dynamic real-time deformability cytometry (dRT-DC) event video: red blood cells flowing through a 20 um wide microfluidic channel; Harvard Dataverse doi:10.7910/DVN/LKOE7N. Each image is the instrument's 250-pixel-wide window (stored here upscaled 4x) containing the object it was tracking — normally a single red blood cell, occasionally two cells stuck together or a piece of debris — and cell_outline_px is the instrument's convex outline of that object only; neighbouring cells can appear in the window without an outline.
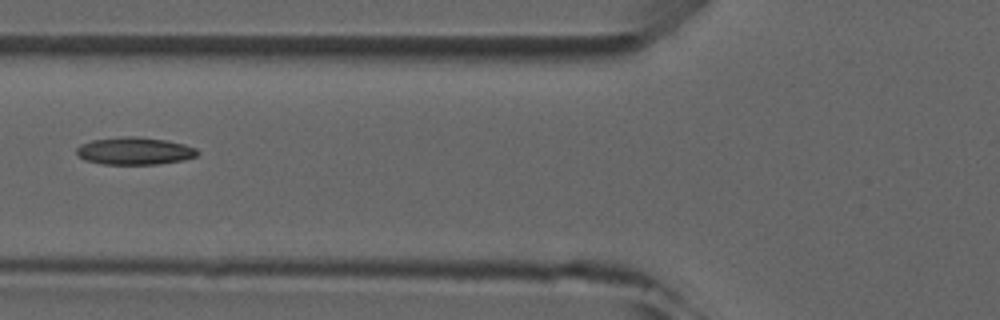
{"species": "common noctule bat (a hibernating species)", "species_latin": "Nyctalus noctula", "temperature_condition": "room temperature", "stored_images_in_passage": 5, "camera_frame_rate_fps": 3000, "um_per_image_px": 0.085, "animal": {"sex": "male", "forearm_length_mm": 52.5}, "frame": {"image": 1, "passage_image": 5, "time_ms": 4.667, "image_size_px": [1000, 320], "cell_outline_px": [[200, 152], [196, 156], [184, 160], [160, 164], [100, 164], [84, 160], [76, 152], [76, 148], [80, 144], [92, 140], [124, 136], [136, 136], [168, 140], [184, 144], [196, 148]], "centroid_in_image_um": [11.45, 12.83], "position_along_channel_um": 114.3, "area_um2": 19.54}}